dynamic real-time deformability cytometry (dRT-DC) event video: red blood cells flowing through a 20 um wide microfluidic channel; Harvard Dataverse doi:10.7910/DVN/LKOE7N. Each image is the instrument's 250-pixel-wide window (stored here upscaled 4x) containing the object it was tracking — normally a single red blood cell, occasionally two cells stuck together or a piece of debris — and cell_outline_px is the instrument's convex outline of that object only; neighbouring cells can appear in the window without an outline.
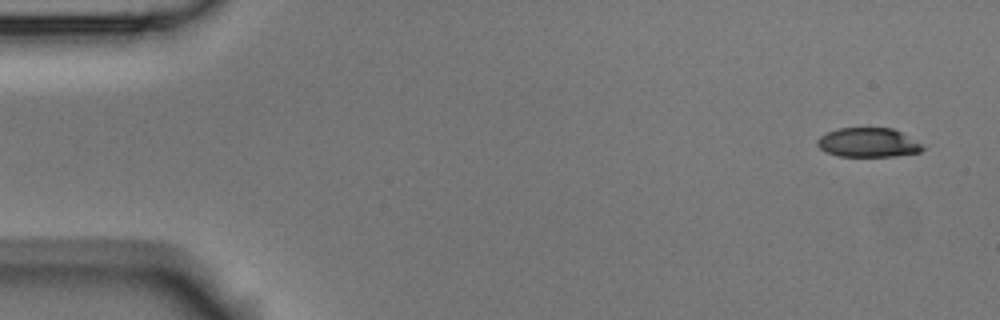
{"species": "Egyptian fruit bat (a non-hibernating species)", "species_latin": "Rousettus aegyptiacus", "temperature_condition": "room temperature", "stored_images_in_passage": 3, "camera_frame_rate_fps": 3000, "um_per_image_px": 0.085, "animal": {"sex": "male"}, "frame": {"image": 1, "passage_image": 3, "time_ms": 3.333, "image_size_px": [1000, 320], "cell_outline_px": [[924, 148], [920, 152], [896, 156], [840, 156], [824, 152], [816, 144], [816, 140], [820, 136], [836, 128], [892, 128], [900, 132], [920, 144]], "centroid_in_image_um": [73.73, 12.12], "position_along_channel_um": 11.3, "area_um2": 17.8}}